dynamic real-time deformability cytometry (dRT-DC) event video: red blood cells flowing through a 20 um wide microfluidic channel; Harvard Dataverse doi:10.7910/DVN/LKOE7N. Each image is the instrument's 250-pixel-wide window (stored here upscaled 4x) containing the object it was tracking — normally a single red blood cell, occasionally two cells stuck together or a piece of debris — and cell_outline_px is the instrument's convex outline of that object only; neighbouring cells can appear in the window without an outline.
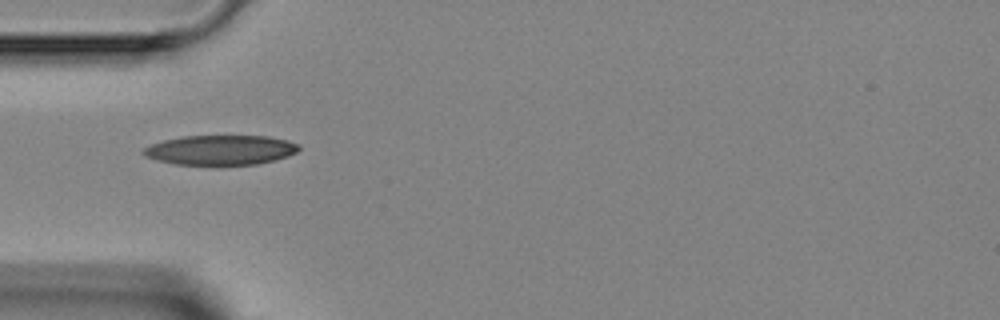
{"species": "Egyptian fruit bat (a non-hibernating species)", "species_latin": "Rousettus aegyptiacus", "temperature_condition": "room temperature", "stored_images_in_passage": 1, "camera_frame_rate_fps": 3000, "um_per_image_px": 0.085, "animal": {"sex": "female"}, "frame": {"image": 1, "passage_image": 1, "time_ms": 0.0, "image_size_px": [1000, 320], "cell_outline_px": [[300, 148], [296, 152], [288, 156], [276, 160], [256, 164], [176, 164], [156, 160], [144, 156], [140, 152], [144, 148], [152, 144], [164, 140], [184, 136], [268, 136], [288, 140], [300, 144]], "centroid_in_image_um": [18.76, 12.74], "position_along_channel_um": 66.2, "area_um2": 26.88}}